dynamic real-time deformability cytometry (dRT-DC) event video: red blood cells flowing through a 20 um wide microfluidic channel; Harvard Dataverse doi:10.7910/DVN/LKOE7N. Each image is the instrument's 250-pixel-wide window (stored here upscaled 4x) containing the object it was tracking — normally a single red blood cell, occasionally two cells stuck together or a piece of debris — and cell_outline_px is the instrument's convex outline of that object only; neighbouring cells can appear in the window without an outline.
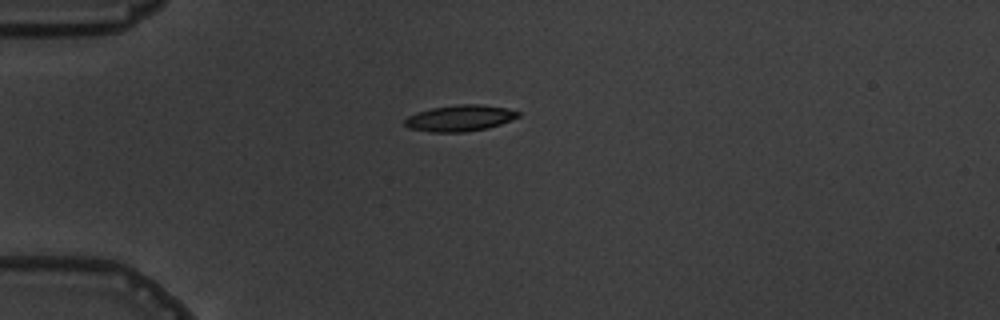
{"species": "common noctule bat (a hibernating species)", "species_latin": "Nyctalus noctula", "temperature_condition": "warm", "stored_images_in_passage": 6, "camera_frame_rate_fps": 3000, "um_per_image_px": 0.085, "animal": {"sex": "male", "body_mass_g": 19.5, "forearm_length_mm": 54.6}, "frame": {"image": 1, "passage_image": 2, "time_ms": 1.333, "image_size_px": [1000, 320], "cell_outline_px": [[520, 116], [512, 120], [488, 128], [464, 132], [432, 132], [408, 128], [404, 124], [404, 120], [408, 116], [416, 112], [432, 108], [456, 104], [480, 104], [508, 108], [520, 112]], "centroid_in_image_um": [39.1, 10.03], "position_along_channel_um": 45.9, "area_um2": 17.46}}